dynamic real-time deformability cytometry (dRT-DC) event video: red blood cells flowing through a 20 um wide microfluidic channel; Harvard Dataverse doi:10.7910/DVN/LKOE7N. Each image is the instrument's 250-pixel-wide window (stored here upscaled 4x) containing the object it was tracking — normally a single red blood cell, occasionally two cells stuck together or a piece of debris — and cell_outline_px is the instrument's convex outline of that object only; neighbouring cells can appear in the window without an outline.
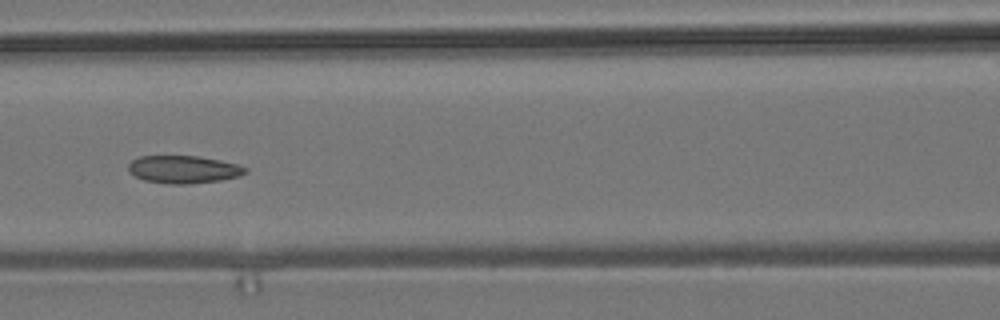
{"species": "common noctule bat (a hibernating species)", "species_latin": "Nyctalus noctula", "temperature_condition": "room temperature", "stored_images_in_passage": 8, "camera_frame_rate_fps": 3000, "um_per_image_px": 0.085, "animal": {"sex": "male", "body_mass_g": 19.2, "forearm_length_mm": 51.8}, "frame": {"image": 1, "passage_image": 6, "time_ms": 6.667, "image_size_px": [1000, 320], "cell_outline_px": [[248, 172], [240, 176], [220, 180], [188, 184], [168, 184], [144, 180], [128, 172], [128, 164], [132, 160], [140, 156], [200, 156], [220, 160], [236, 164], [248, 168]], "centroid_in_image_um": [15.6, 14.4], "position_along_channel_um": 151.0, "area_um2": 18.96}}
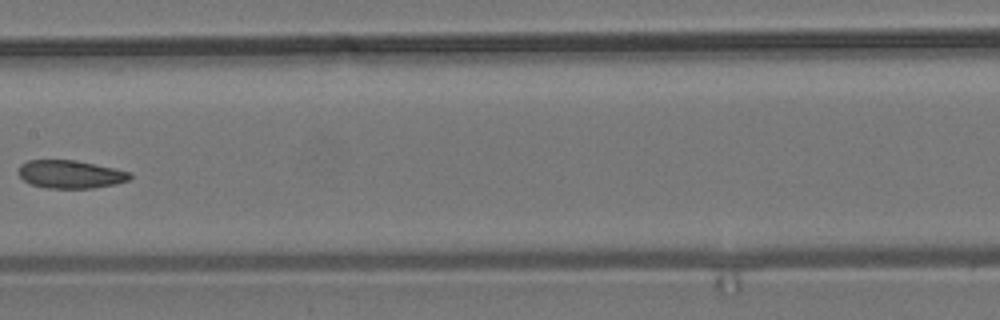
{"frame": {"image": 2, "passage_image": 7, "time_ms": 8.0, "image_size_px": [1000, 320], "cell_outline_px": [[132, 176], [128, 180], [116, 184], [92, 188], [48, 188], [32, 184], [24, 180], [16, 172], [20, 164], [28, 160], [76, 160], [132, 172]], "centroid_in_image_um": [5.98, 14.81], "position_along_channel_um": 201.4, "area_um2": 18.26}}
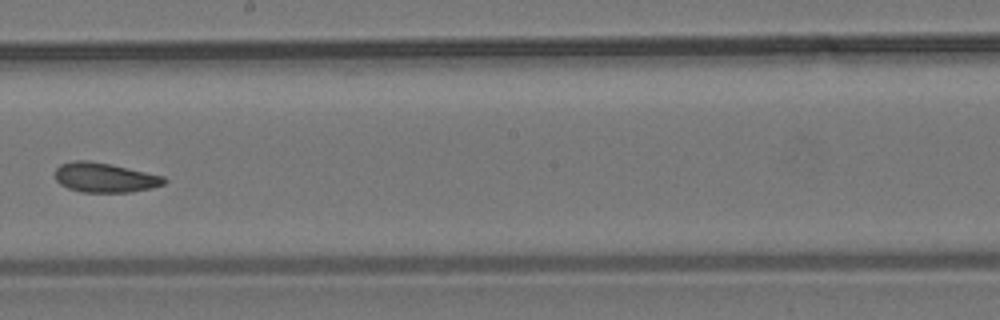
{"frame": {"image": 3, "passage_image": 8, "time_ms": 9.0, "image_size_px": [1000, 320], "cell_outline_px": [[168, 180], [164, 184], [152, 188], [132, 192], [80, 192], [68, 188], [60, 184], [56, 180], [56, 168], [60, 164], [72, 160], [88, 160], [112, 164], [164, 176]], "centroid_in_image_um": [8.92, 15.09], "position_along_channel_um": 239.3, "area_um2": 19.02}}